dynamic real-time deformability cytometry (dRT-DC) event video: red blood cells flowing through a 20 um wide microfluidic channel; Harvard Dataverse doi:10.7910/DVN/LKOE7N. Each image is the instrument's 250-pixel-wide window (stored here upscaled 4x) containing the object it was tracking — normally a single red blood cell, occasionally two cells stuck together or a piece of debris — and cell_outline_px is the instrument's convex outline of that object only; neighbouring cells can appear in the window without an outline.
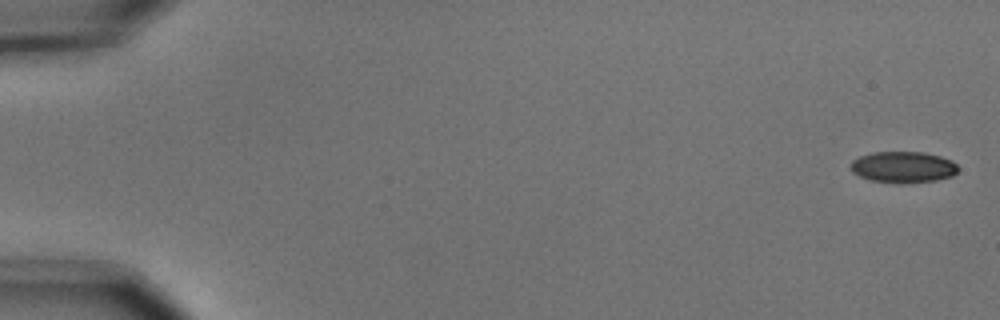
{"species": "common noctule bat (a hibernating species)", "species_latin": "Nyctalus noctula", "temperature_condition": "cold", "stored_images_in_passage": 9, "camera_frame_rate_fps": 3000, "um_per_image_px": 0.085, "animal": {"sex": "male", "body_mass_g": 15.6}, "frame": {"image": 1, "passage_image": 1, "time_ms": 0.0, "image_size_px": [1000, 320], "cell_outline_px": [[960, 168], [952, 176], [936, 180], [900, 184], [868, 180], [852, 172], [848, 168], [852, 160], [860, 156], [872, 152], [924, 152], [940, 156], [952, 160]], "centroid_in_image_um": [76.74, 14.21], "position_along_channel_um": 8.3, "area_um2": 19.88}}
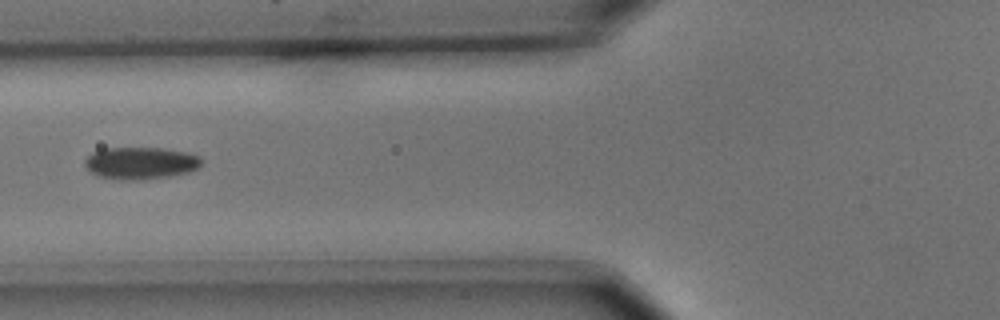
{"frame": {"image": 2, "passage_image": 6, "time_ms": 1.667, "image_size_px": [1000, 320], "cell_outline_px": [[200, 164], [196, 168], [188, 172], [168, 176], [144, 180], [120, 180], [100, 176], [92, 172], [84, 164], [84, 160], [92, 152], [100, 148], [164, 148], [188, 152], [200, 156]], "centroid_in_image_um": [11.93, 13.85], "position_along_channel_um": 113.9, "area_um2": 21.85}}
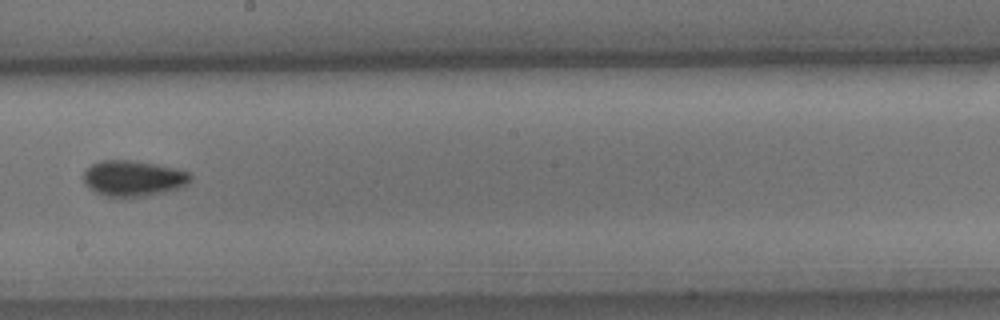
{"frame": {"image": 3, "passage_image": 9, "time_ms": 2.667, "image_size_px": [1000, 320], "cell_outline_px": [[192, 180], [188, 184], [180, 188], [168, 192], [120, 200], [96, 192], [88, 188], [84, 180], [84, 172], [92, 164], [100, 160], [128, 160], [156, 164], [176, 168], [188, 172], [192, 176]], "centroid_in_image_um": [11.35, 15.19], "position_along_channel_um": 236.8, "area_um2": 22.77}}